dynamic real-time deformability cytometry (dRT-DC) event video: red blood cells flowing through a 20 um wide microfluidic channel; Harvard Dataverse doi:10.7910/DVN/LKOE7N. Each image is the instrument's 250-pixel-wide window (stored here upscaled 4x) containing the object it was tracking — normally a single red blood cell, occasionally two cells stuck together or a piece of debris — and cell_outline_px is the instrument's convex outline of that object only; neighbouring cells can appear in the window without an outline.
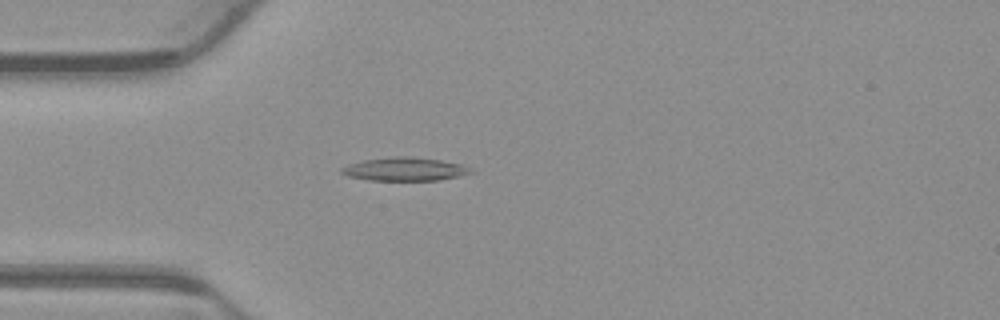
{"species": "common noctule bat (a hibernating species)", "species_latin": "Nyctalus noctula", "temperature_condition": "warm", "stored_images_in_passage": 53, "camera_frame_rate_fps": 3000, "um_per_image_px": 0.085, "animal": {"sex": "male", "body_mass_g": 23.1, "forearm_length_mm": 52.7}, "frame": {"image": 1, "passage_image": 15, "time_ms": 4.667, "image_size_px": [1000, 320], "cell_outline_px": [[476, 172], [440, 180], [368, 180], [348, 176], [340, 172], [340, 168], [348, 164], [364, 160], [396, 156], [404, 156], [440, 160], [460, 164], [472, 168]], "centroid_in_image_um": [34.41, 14.38], "position_along_channel_um": 50.6, "area_um2": 17.51}}
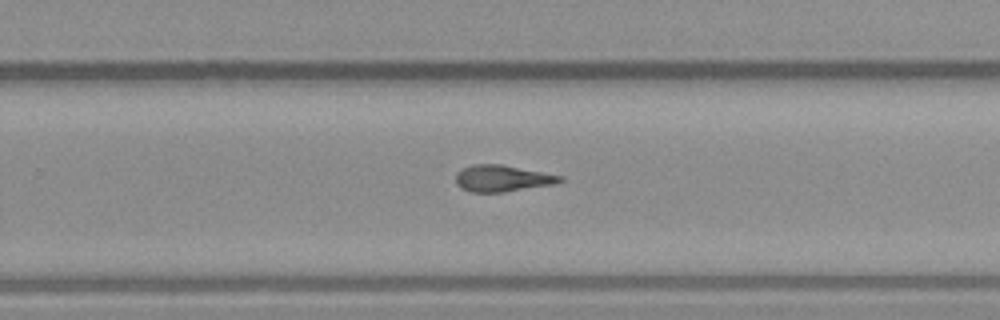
{"frame": {"image": 2, "passage_image": 34, "time_ms": 11.0, "image_size_px": [1000, 320], "cell_outline_px": [[564, 180], [556, 184], [504, 192], [472, 192], [460, 188], [456, 184], [456, 172], [472, 164], [500, 164], [564, 176]], "centroid_in_image_um": [42.7, 15.17], "position_along_channel_um": 287.1, "area_um2": 16.18}}
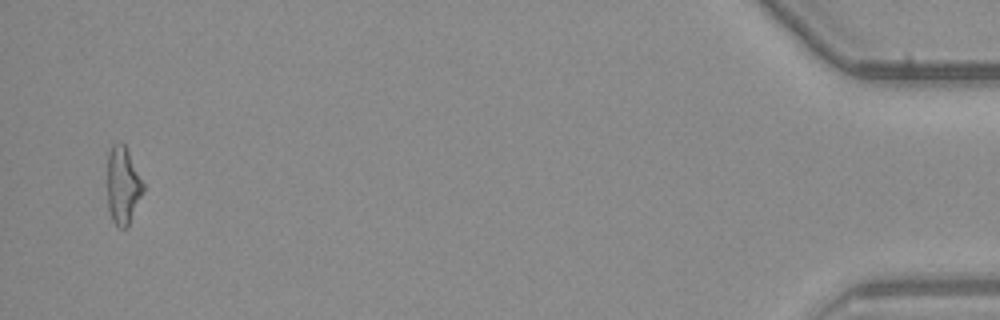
{"frame": {"image": 3, "passage_image": 52, "time_ms": 17.0, "image_size_px": [1000, 320], "cell_outline_px": [[144, 192], [128, 224], [124, 228], [120, 228], [112, 220], [108, 208], [108, 152], [112, 144], [120, 140], [124, 144], [144, 184]], "centroid_in_image_um": [10.44, 15.73], "position_along_channel_um": 424.8, "area_um2": 16.01}, "authors_computed_cell_mechanics": {"area_um2": 16.473, "velocity_mm_per_s": 3.8583, "shape_relaxation_time_tau1_ms": null, "shape_relaxation_time_tau2_ms": 4.907, "deformation_change_tau1": null, "deformation_change_tau2": 0.1619}}